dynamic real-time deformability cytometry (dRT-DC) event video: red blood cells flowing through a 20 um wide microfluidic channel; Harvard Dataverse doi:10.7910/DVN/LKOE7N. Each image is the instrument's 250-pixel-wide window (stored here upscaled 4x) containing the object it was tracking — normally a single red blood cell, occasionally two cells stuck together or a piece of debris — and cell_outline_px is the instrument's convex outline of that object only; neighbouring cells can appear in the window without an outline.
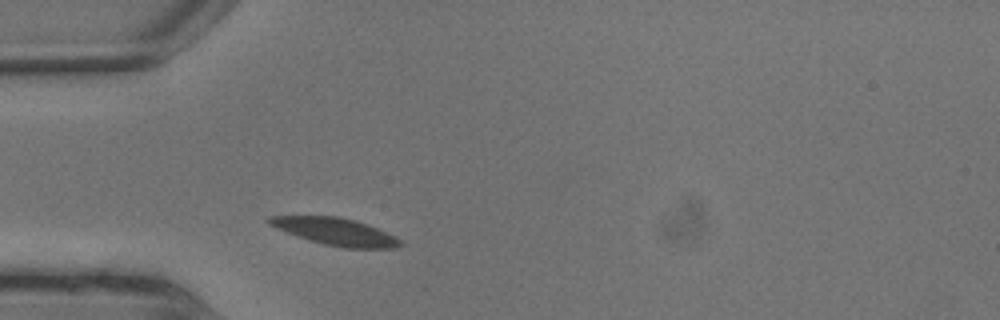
{"species": "common noctule bat (a hibernating species)", "species_latin": "Nyctalus noctula", "temperature_condition": "warm", "stored_images_in_passage": 1, "camera_frame_rate_fps": 3000, "um_per_image_px": 0.085, "animal": {"sex": "male", "body_mass_g": 13.3}, "frame": {"image": 1, "passage_image": 1, "time_ms": 0.0, "image_size_px": [1000, 320], "cell_outline_px": [[404, 244], [392, 248], [344, 248], [324, 244], [308, 240], [296, 236], [276, 228], [268, 224], [264, 220], [268, 216], [340, 216], [356, 220], [396, 236]], "centroid_in_image_um": [28.48, 19.68], "position_along_channel_um": 56.5, "area_um2": 20.87}}